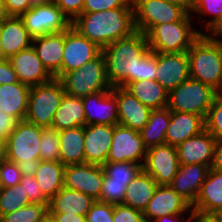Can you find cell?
Here are the masks:
<instances>
[{"mask_svg":"<svg viewBox=\"0 0 222 222\" xmlns=\"http://www.w3.org/2000/svg\"><path fill=\"white\" fill-rule=\"evenodd\" d=\"M31 7L49 3V0H29Z\"/></svg>","mask_w":222,"mask_h":222,"instance_id":"6125c7cd","label":"cell"},{"mask_svg":"<svg viewBox=\"0 0 222 222\" xmlns=\"http://www.w3.org/2000/svg\"><path fill=\"white\" fill-rule=\"evenodd\" d=\"M215 144V138L204 129L176 146L179 164L197 163L207 165L210 168L213 162Z\"/></svg>","mask_w":222,"mask_h":222,"instance_id":"ffe728a7","label":"cell"},{"mask_svg":"<svg viewBox=\"0 0 222 222\" xmlns=\"http://www.w3.org/2000/svg\"><path fill=\"white\" fill-rule=\"evenodd\" d=\"M149 51L147 36L139 31L102 49L110 85L125 87L138 81L140 61Z\"/></svg>","mask_w":222,"mask_h":222,"instance_id":"7a4b0ae2","label":"cell"},{"mask_svg":"<svg viewBox=\"0 0 222 222\" xmlns=\"http://www.w3.org/2000/svg\"><path fill=\"white\" fill-rule=\"evenodd\" d=\"M65 45V31L38 36L32 39V46L46 69L58 79Z\"/></svg>","mask_w":222,"mask_h":222,"instance_id":"603a6c76","label":"cell"},{"mask_svg":"<svg viewBox=\"0 0 222 222\" xmlns=\"http://www.w3.org/2000/svg\"><path fill=\"white\" fill-rule=\"evenodd\" d=\"M166 1L180 6L189 14V0H166Z\"/></svg>","mask_w":222,"mask_h":222,"instance_id":"680465c9","label":"cell"},{"mask_svg":"<svg viewBox=\"0 0 222 222\" xmlns=\"http://www.w3.org/2000/svg\"><path fill=\"white\" fill-rule=\"evenodd\" d=\"M210 35L216 41H222V22L215 27V29L210 33Z\"/></svg>","mask_w":222,"mask_h":222,"instance_id":"6f0895ef","label":"cell"},{"mask_svg":"<svg viewBox=\"0 0 222 222\" xmlns=\"http://www.w3.org/2000/svg\"><path fill=\"white\" fill-rule=\"evenodd\" d=\"M86 125H119L118 102L113 94V87L82 98Z\"/></svg>","mask_w":222,"mask_h":222,"instance_id":"9a60e30c","label":"cell"},{"mask_svg":"<svg viewBox=\"0 0 222 222\" xmlns=\"http://www.w3.org/2000/svg\"><path fill=\"white\" fill-rule=\"evenodd\" d=\"M198 222H222V215H200V214H198Z\"/></svg>","mask_w":222,"mask_h":222,"instance_id":"9f6ffc18","label":"cell"},{"mask_svg":"<svg viewBox=\"0 0 222 222\" xmlns=\"http://www.w3.org/2000/svg\"><path fill=\"white\" fill-rule=\"evenodd\" d=\"M20 183L23 185V191L27 195L30 203L45 204L49 207V199L42 193L34 174L26 171L22 174Z\"/></svg>","mask_w":222,"mask_h":222,"instance_id":"60d3db41","label":"cell"},{"mask_svg":"<svg viewBox=\"0 0 222 222\" xmlns=\"http://www.w3.org/2000/svg\"><path fill=\"white\" fill-rule=\"evenodd\" d=\"M96 200L92 197L62 187L49 201V213H67L86 216Z\"/></svg>","mask_w":222,"mask_h":222,"instance_id":"83f0119b","label":"cell"},{"mask_svg":"<svg viewBox=\"0 0 222 222\" xmlns=\"http://www.w3.org/2000/svg\"><path fill=\"white\" fill-rule=\"evenodd\" d=\"M157 52L149 51L140 61L138 80H155Z\"/></svg>","mask_w":222,"mask_h":222,"instance_id":"bcb514c9","label":"cell"},{"mask_svg":"<svg viewBox=\"0 0 222 222\" xmlns=\"http://www.w3.org/2000/svg\"><path fill=\"white\" fill-rule=\"evenodd\" d=\"M158 184L143 169L127 185L123 203L144 212Z\"/></svg>","mask_w":222,"mask_h":222,"instance_id":"4dcf8cb0","label":"cell"},{"mask_svg":"<svg viewBox=\"0 0 222 222\" xmlns=\"http://www.w3.org/2000/svg\"><path fill=\"white\" fill-rule=\"evenodd\" d=\"M178 167L176 146L165 143L147 149L143 170L151 175L158 185H170Z\"/></svg>","mask_w":222,"mask_h":222,"instance_id":"7c38bea8","label":"cell"},{"mask_svg":"<svg viewBox=\"0 0 222 222\" xmlns=\"http://www.w3.org/2000/svg\"><path fill=\"white\" fill-rule=\"evenodd\" d=\"M191 207V204L170 185H158L143 216L147 222H153L165 215L187 212Z\"/></svg>","mask_w":222,"mask_h":222,"instance_id":"ac0fdd59","label":"cell"},{"mask_svg":"<svg viewBox=\"0 0 222 222\" xmlns=\"http://www.w3.org/2000/svg\"><path fill=\"white\" fill-rule=\"evenodd\" d=\"M58 80L65 93L80 98L112 89L107 79L106 63L102 52L82 67L61 75Z\"/></svg>","mask_w":222,"mask_h":222,"instance_id":"8992f818","label":"cell"},{"mask_svg":"<svg viewBox=\"0 0 222 222\" xmlns=\"http://www.w3.org/2000/svg\"><path fill=\"white\" fill-rule=\"evenodd\" d=\"M8 60L16 72L18 81L30 87L48 83L55 78L43 65L32 45Z\"/></svg>","mask_w":222,"mask_h":222,"instance_id":"2e32d148","label":"cell"},{"mask_svg":"<svg viewBox=\"0 0 222 222\" xmlns=\"http://www.w3.org/2000/svg\"><path fill=\"white\" fill-rule=\"evenodd\" d=\"M147 149L139 131L115 125L107 162L127 161L144 166Z\"/></svg>","mask_w":222,"mask_h":222,"instance_id":"8fae6325","label":"cell"},{"mask_svg":"<svg viewBox=\"0 0 222 222\" xmlns=\"http://www.w3.org/2000/svg\"><path fill=\"white\" fill-rule=\"evenodd\" d=\"M113 94L118 102L119 125L140 131L148 122L152 109L124 87H113Z\"/></svg>","mask_w":222,"mask_h":222,"instance_id":"d6986e66","label":"cell"},{"mask_svg":"<svg viewBox=\"0 0 222 222\" xmlns=\"http://www.w3.org/2000/svg\"><path fill=\"white\" fill-rule=\"evenodd\" d=\"M103 182L130 183L143 169L141 164L133 162H106L102 165Z\"/></svg>","mask_w":222,"mask_h":222,"instance_id":"d590c367","label":"cell"},{"mask_svg":"<svg viewBox=\"0 0 222 222\" xmlns=\"http://www.w3.org/2000/svg\"><path fill=\"white\" fill-rule=\"evenodd\" d=\"M4 59H6V58H5L4 52L1 47V33H0V60H4Z\"/></svg>","mask_w":222,"mask_h":222,"instance_id":"003e7915","label":"cell"},{"mask_svg":"<svg viewBox=\"0 0 222 222\" xmlns=\"http://www.w3.org/2000/svg\"><path fill=\"white\" fill-rule=\"evenodd\" d=\"M59 148L64 166L85 163L84 126L59 131Z\"/></svg>","mask_w":222,"mask_h":222,"instance_id":"f546056e","label":"cell"},{"mask_svg":"<svg viewBox=\"0 0 222 222\" xmlns=\"http://www.w3.org/2000/svg\"><path fill=\"white\" fill-rule=\"evenodd\" d=\"M201 0H189V14L192 13L193 9L198 5Z\"/></svg>","mask_w":222,"mask_h":222,"instance_id":"be15d7a7","label":"cell"},{"mask_svg":"<svg viewBox=\"0 0 222 222\" xmlns=\"http://www.w3.org/2000/svg\"><path fill=\"white\" fill-rule=\"evenodd\" d=\"M71 26L101 49L136 31L132 0L125 6L99 12H83Z\"/></svg>","mask_w":222,"mask_h":222,"instance_id":"6da1fadb","label":"cell"},{"mask_svg":"<svg viewBox=\"0 0 222 222\" xmlns=\"http://www.w3.org/2000/svg\"><path fill=\"white\" fill-rule=\"evenodd\" d=\"M42 127L26 120L18 121L6 139V160L17 163L24 171H32L40 160Z\"/></svg>","mask_w":222,"mask_h":222,"instance_id":"5b68a950","label":"cell"},{"mask_svg":"<svg viewBox=\"0 0 222 222\" xmlns=\"http://www.w3.org/2000/svg\"><path fill=\"white\" fill-rule=\"evenodd\" d=\"M171 120V110H152L146 125L139 131L147 148L166 143V131Z\"/></svg>","mask_w":222,"mask_h":222,"instance_id":"836d02e7","label":"cell"},{"mask_svg":"<svg viewBox=\"0 0 222 222\" xmlns=\"http://www.w3.org/2000/svg\"><path fill=\"white\" fill-rule=\"evenodd\" d=\"M191 16L202 24L199 28L201 34H210L222 22V0H201L193 9ZM210 17L206 19L205 17ZM203 28V29H202Z\"/></svg>","mask_w":222,"mask_h":222,"instance_id":"e575fe53","label":"cell"},{"mask_svg":"<svg viewBox=\"0 0 222 222\" xmlns=\"http://www.w3.org/2000/svg\"><path fill=\"white\" fill-rule=\"evenodd\" d=\"M9 16L20 17L31 8L29 0H4Z\"/></svg>","mask_w":222,"mask_h":222,"instance_id":"681fc988","label":"cell"},{"mask_svg":"<svg viewBox=\"0 0 222 222\" xmlns=\"http://www.w3.org/2000/svg\"><path fill=\"white\" fill-rule=\"evenodd\" d=\"M65 166L60 161L37 162L31 171L42 193L50 200L62 187H64Z\"/></svg>","mask_w":222,"mask_h":222,"instance_id":"1f68e13d","label":"cell"},{"mask_svg":"<svg viewBox=\"0 0 222 222\" xmlns=\"http://www.w3.org/2000/svg\"><path fill=\"white\" fill-rule=\"evenodd\" d=\"M191 14L181 21L154 26L147 34L150 51L159 53L187 52L193 42L201 35L199 25ZM196 27V28H195Z\"/></svg>","mask_w":222,"mask_h":222,"instance_id":"277c9868","label":"cell"},{"mask_svg":"<svg viewBox=\"0 0 222 222\" xmlns=\"http://www.w3.org/2000/svg\"><path fill=\"white\" fill-rule=\"evenodd\" d=\"M113 222H147L143 212L124 204L114 205Z\"/></svg>","mask_w":222,"mask_h":222,"instance_id":"f6af8a7d","label":"cell"},{"mask_svg":"<svg viewBox=\"0 0 222 222\" xmlns=\"http://www.w3.org/2000/svg\"><path fill=\"white\" fill-rule=\"evenodd\" d=\"M114 205L96 200L87 212V222H113Z\"/></svg>","mask_w":222,"mask_h":222,"instance_id":"ee69618b","label":"cell"},{"mask_svg":"<svg viewBox=\"0 0 222 222\" xmlns=\"http://www.w3.org/2000/svg\"><path fill=\"white\" fill-rule=\"evenodd\" d=\"M186 222H198V214L194 213Z\"/></svg>","mask_w":222,"mask_h":222,"instance_id":"e7e4bbea","label":"cell"},{"mask_svg":"<svg viewBox=\"0 0 222 222\" xmlns=\"http://www.w3.org/2000/svg\"><path fill=\"white\" fill-rule=\"evenodd\" d=\"M17 122L12 115L0 112V137L6 140L15 129Z\"/></svg>","mask_w":222,"mask_h":222,"instance_id":"816d5d0a","label":"cell"},{"mask_svg":"<svg viewBox=\"0 0 222 222\" xmlns=\"http://www.w3.org/2000/svg\"><path fill=\"white\" fill-rule=\"evenodd\" d=\"M48 214L47 205L30 203L12 213L1 216L0 222H43Z\"/></svg>","mask_w":222,"mask_h":222,"instance_id":"74e56055","label":"cell"},{"mask_svg":"<svg viewBox=\"0 0 222 222\" xmlns=\"http://www.w3.org/2000/svg\"><path fill=\"white\" fill-rule=\"evenodd\" d=\"M64 187L82 192L99 201L103 184L102 165L76 164L65 166Z\"/></svg>","mask_w":222,"mask_h":222,"instance_id":"5bb4252c","label":"cell"},{"mask_svg":"<svg viewBox=\"0 0 222 222\" xmlns=\"http://www.w3.org/2000/svg\"><path fill=\"white\" fill-rule=\"evenodd\" d=\"M131 0H84L83 12H99L125 7Z\"/></svg>","mask_w":222,"mask_h":222,"instance_id":"7dc6e473","label":"cell"},{"mask_svg":"<svg viewBox=\"0 0 222 222\" xmlns=\"http://www.w3.org/2000/svg\"><path fill=\"white\" fill-rule=\"evenodd\" d=\"M102 49L70 26L65 31L61 75L82 67L96 58Z\"/></svg>","mask_w":222,"mask_h":222,"instance_id":"4fadbf2b","label":"cell"},{"mask_svg":"<svg viewBox=\"0 0 222 222\" xmlns=\"http://www.w3.org/2000/svg\"><path fill=\"white\" fill-rule=\"evenodd\" d=\"M209 169L204 164H179L177 174L170 186L192 205L199 194Z\"/></svg>","mask_w":222,"mask_h":222,"instance_id":"cb8c5ba5","label":"cell"},{"mask_svg":"<svg viewBox=\"0 0 222 222\" xmlns=\"http://www.w3.org/2000/svg\"><path fill=\"white\" fill-rule=\"evenodd\" d=\"M8 17L9 15L7 13L4 0H0V24Z\"/></svg>","mask_w":222,"mask_h":222,"instance_id":"91938a15","label":"cell"},{"mask_svg":"<svg viewBox=\"0 0 222 222\" xmlns=\"http://www.w3.org/2000/svg\"><path fill=\"white\" fill-rule=\"evenodd\" d=\"M20 18L32 38L66 31L71 26L55 2L31 7Z\"/></svg>","mask_w":222,"mask_h":222,"instance_id":"30bf717a","label":"cell"},{"mask_svg":"<svg viewBox=\"0 0 222 222\" xmlns=\"http://www.w3.org/2000/svg\"><path fill=\"white\" fill-rule=\"evenodd\" d=\"M204 129L205 119L202 116L171 111V120L166 131V143L177 146Z\"/></svg>","mask_w":222,"mask_h":222,"instance_id":"d4e9b609","label":"cell"},{"mask_svg":"<svg viewBox=\"0 0 222 222\" xmlns=\"http://www.w3.org/2000/svg\"><path fill=\"white\" fill-rule=\"evenodd\" d=\"M114 126L92 124L84 126L85 163L103 165L112 143Z\"/></svg>","mask_w":222,"mask_h":222,"instance_id":"44dd1931","label":"cell"},{"mask_svg":"<svg viewBox=\"0 0 222 222\" xmlns=\"http://www.w3.org/2000/svg\"><path fill=\"white\" fill-rule=\"evenodd\" d=\"M136 31L145 35L156 25L181 21L188 13L166 0H132Z\"/></svg>","mask_w":222,"mask_h":222,"instance_id":"9c48e42d","label":"cell"},{"mask_svg":"<svg viewBox=\"0 0 222 222\" xmlns=\"http://www.w3.org/2000/svg\"><path fill=\"white\" fill-rule=\"evenodd\" d=\"M57 222H87L86 216L67 213H49Z\"/></svg>","mask_w":222,"mask_h":222,"instance_id":"db71d44e","label":"cell"},{"mask_svg":"<svg viewBox=\"0 0 222 222\" xmlns=\"http://www.w3.org/2000/svg\"><path fill=\"white\" fill-rule=\"evenodd\" d=\"M86 125L82 98L64 94L60 106L54 114L52 126L58 131Z\"/></svg>","mask_w":222,"mask_h":222,"instance_id":"f1b7e54d","label":"cell"},{"mask_svg":"<svg viewBox=\"0 0 222 222\" xmlns=\"http://www.w3.org/2000/svg\"><path fill=\"white\" fill-rule=\"evenodd\" d=\"M124 88L152 110L167 107L168 91L156 80H138L128 83Z\"/></svg>","mask_w":222,"mask_h":222,"instance_id":"d6a6232c","label":"cell"},{"mask_svg":"<svg viewBox=\"0 0 222 222\" xmlns=\"http://www.w3.org/2000/svg\"><path fill=\"white\" fill-rule=\"evenodd\" d=\"M129 183L103 182L99 201L109 204H121Z\"/></svg>","mask_w":222,"mask_h":222,"instance_id":"7bdbcfd3","label":"cell"},{"mask_svg":"<svg viewBox=\"0 0 222 222\" xmlns=\"http://www.w3.org/2000/svg\"><path fill=\"white\" fill-rule=\"evenodd\" d=\"M219 45H220V54H221V63H222V41H219Z\"/></svg>","mask_w":222,"mask_h":222,"instance_id":"a7ac6f4b","label":"cell"},{"mask_svg":"<svg viewBox=\"0 0 222 222\" xmlns=\"http://www.w3.org/2000/svg\"><path fill=\"white\" fill-rule=\"evenodd\" d=\"M205 129L215 138L222 139V92L217 93L205 119Z\"/></svg>","mask_w":222,"mask_h":222,"instance_id":"ab89813d","label":"cell"},{"mask_svg":"<svg viewBox=\"0 0 222 222\" xmlns=\"http://www.w3.org/2000/svg\"><path fill=\"white\" fill-rule=\"evenodd\" d=\"M189 75L187 52H157L156 81L168 92L186 81Z\"/></svg>","mask_w":222,"mask_h":222,"instance_id":"e0dca14e","label":"cell"},{"mask_svg":"<svg viewBox=\"0 0 222 222\" xmlns=\"http://www.w3.org/2000/svg\"><path fill=\"white\" fill-rule=\"evenodd\" d=\"M28 204L30 202L23 191L21 183L16 184L14 187L0 188V217Z\"/></svg>","mask_w":222,"mask_h":222,"instance_id":"8d00e7d4","label":"cell"},{"mask_svg":"<svg viewBox=\"0 0 222 222\" xmlns=\"http://www.w3.org/2000/svg\"><path fill=\"white\" fill-rule=\"evenodd\" d=\"M40 160L60 161L59 131L53 127H42Z\"/></svg>","mask_w":222,"mask_h":222,"instance_id":"f35d334b","label":"cell"},{"mask_svg":"<svg viewBox=\"0 0 222 222\" xmlns=\"http://www.w3.org/2000/svg\"><path fill=\"white\" fill-rule=\"evenodd\" d=\"M64 94L63 86L56 78L48 83L32 86L25 120L40 127H51Z\"/></svg>","mask_w":222,"mask_h":222,"instance_id":"ba28073f","label":"cell"},{"mask_svg":"<svg viewBox=\"0 0 222 222\" xmlns=\"http://www.w3.org/2000/svg\"><path fill=\"white\" fill-rule=\"evenodd\" d=\"M191 206L195 213L200 215H222V171L209 169Z\"/></svg>","mask_w":222,"mask_h":222,"instance_id":"7402d4cb","label":"cell"},{"mask_svg":"<svg viewBox=\"0 0 222 222\" xmlns=\"http://www.w3.org/2000/svg\"><path fill=\"white\" fill-rule=\"evenodd\" d=\"M210 168L222 171V139L216 141L213 162Z\"/></svg>","mask_w":222,"mask_h":222,"instance_id":"11a10c76","label":"cell"},{"mask_svg":"<svg viewBox=\"0 0 222 222\" xmlns=\"http://www.w3.org/2000/svg\"><path fill=\"white\" fill-rule=\"evenodd\" d=\"M55 3L71 22L83 13L84 0H57Z\"/></svg>","mask_w":222,"mask_h":222,"instance_id":"c3c4849f","label":"cell"},{"mask_svg":"<svg viewBox=\"0 0 222 222\" xmlns=\"http://www.w3.org/2000/svg\"><path fill=\"white\" fill-rule=\"evenodd\" d=\"M1 47L5 58L17 54L32 45V37L20 17L9 16L0 24Z\"/></svg>","mask_w":222,"mask_h":222,"instance_id":"484cf974","label":"cell"},{"mask_svg":"<svg viewBox=\"0 0 222 222\" xmlns=\"http://www.w3.org/2000/svg\"><path fill=\"white\" fill-rule=\"evenodd\" d=\"M217 93L211 86L189 77L168 92L167 108L176 112L193 113L206 119Z\"/></svg>","mask_w":222,"mask_h":222,"instance_id":"52a82bcc","label":"cell"},{"mask_svg":"<svg viewBox=\"0 0 222 222\" xmlns=\"http://www.w3.org/2000/svg\"><path fill=\"white\" fill-rule=\"evenodd\" d=\"M6 159V140L0 137V162Z\"/></svg>","mask_w":222,"mask_h":222,"instance_id":"94428289","label":"cell"},{"mask_svg":"<svg viewBox=\"0 0 222 222\" xmlns=\"http://www.w3.org/2000/svg\"><path fill=\"white\" fill-rule=\"evenodd\" d=\"M191 78L222 92V63L219 41L201 34L187 50Z\"/></svg>","mask_w":222,"mask_h":222,"instance_id":"3957f363","label":"cell"},{"mask_svg":"<svg viewBox=\"0 0 222 222\" xmlns=\"http://www.w3.org/2000/svg\"><path fill=\"white\" fill-rule=\"evenodd\" d=\"M24 171L17 163L3 160L0 162V188L14 187L20 183Z\"/></svg>","mask_w":222,"mask_h":222,"instance_id":"b9f144b4","label":"cell"},{"mask_svg":"<svg viewBox=\"0 0 222 222\" xmlns=\"http://www.w3.org/2000/svg\"><path fill=\"white\" fill-rule=\"evenodd\" d=\"M16 72L12 68L8 59L0 60V85L17 83Z\"/></svg>","mask_w":222,"mask_h":222,"instance_id":"f907efd6","label":"cell"},{"mask_svg":"<svg viewBox=\"0 0 222 222\" xmlns=\"http://www.w3.org/2000/svg\"><path fill=\"white\" fill-rule=\"evenodd\" d=\"M194 213L195 211L191 207L187 212L174 215H165L163 217L156 219L153 222H186Z\"/></svg>","mask_w":222,"mask_h":222,"instance_id":"f5cc1de1","label":"cell"},{"mask_svg":"<svg viewBox=\"0 0 222 222\" xmlns=\"http://www.w3.org/2000/svg\"><path fill=\"white\" fill-rule=\"evenodd\" d=\"M43 222H57L50 214H48Z\"/></svg>","mask_w":222,"mask_h":222,"instance_id":"03108f58","label":"cell"},{"mask_svg":"<svg viewBox=\"0 0 222 222\" xmlns=\"http://www.w3.org/2000/svg\"><path fill=\"white\" fill-rule=\"evenodd\" d=\"M31 87L21 83L0 85V112L25 120Z\"/></svg>","mask_w":222,"mask_h":222,"instance_id":"4316f807","label":"cell"}]
</instances>
